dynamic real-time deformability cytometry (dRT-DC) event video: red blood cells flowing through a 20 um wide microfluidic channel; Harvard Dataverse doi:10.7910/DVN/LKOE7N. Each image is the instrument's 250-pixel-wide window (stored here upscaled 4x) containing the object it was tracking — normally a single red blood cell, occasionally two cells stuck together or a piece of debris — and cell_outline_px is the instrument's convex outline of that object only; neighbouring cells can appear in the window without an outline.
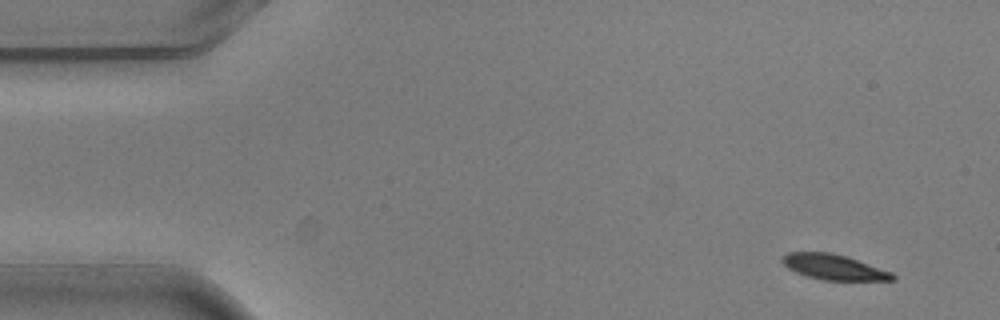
{"species": "common noctule bat (a hibernating species)", "species_latin": "Nyctalus noctula", "temperature_condition": "warm", "stored_images_in_passage": 4, "camera_frame_rate_fps": 3000, "um_per_image_px": 0.085, "animal": {"sex": "male", "body_mass_g": 20.5, "forearm_length_mm": 52.5}, "frame": {"image": 1, "passage_image": 1, "time_ms": 0.0, "image_size_px": [1000, 320], "cell_outline_px": [[896, 280], [820, 280], [796, 272], [788, 268], [780, 260], [788, 252], [832, 252], [848, 256], [892, 272], [896, 276]], "centroid_in_image_um": [70.9, 22.69], "position_along_channel_um": 14.1, "area_um2": 16.36}}
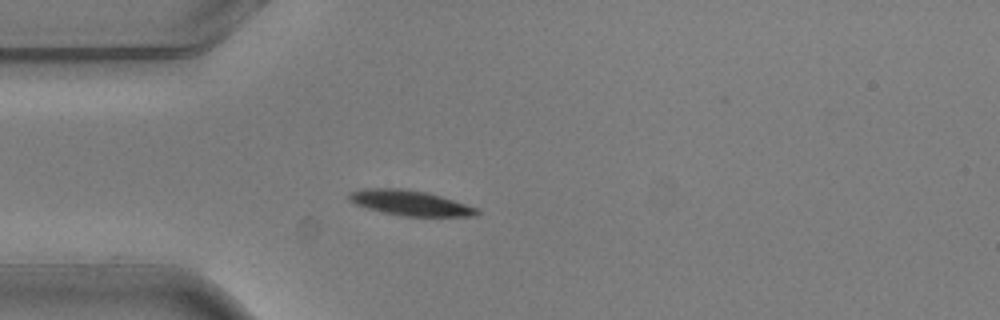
{"frame": {"image": 2, "passage_image": 4, "time_ms": 1.0, "image_size_px": [1000, 320], "cell_outline_px": [[480, 212], [476, 216], [404, 216], [384, 212], [352, 204], [348, 200], [348, 192], [364, 188], [400, 188], [424, 192], [440, 196], [476, 208]], "centroid_in_image_um": [34.77, 17.24], "position_along_channel_um": 50.2, "area_um2": 18.55}}